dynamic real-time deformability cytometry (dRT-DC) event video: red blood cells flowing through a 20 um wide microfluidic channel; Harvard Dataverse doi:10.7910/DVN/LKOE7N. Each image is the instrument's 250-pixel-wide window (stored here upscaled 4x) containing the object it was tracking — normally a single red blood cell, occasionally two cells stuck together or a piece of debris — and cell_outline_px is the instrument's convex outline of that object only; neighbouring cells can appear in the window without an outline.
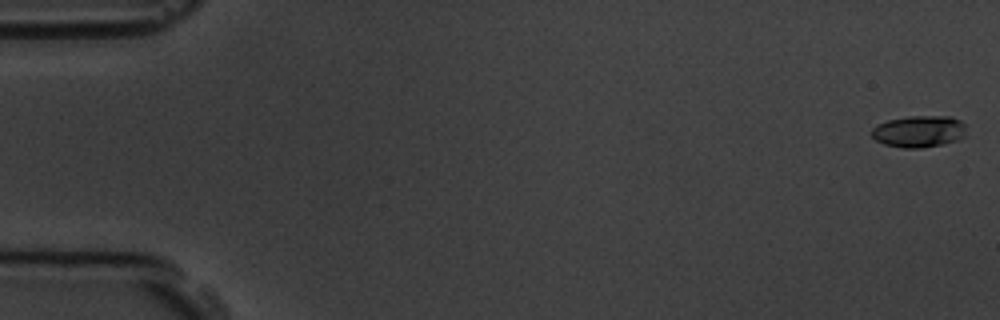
{"species": "common noctule bat (a hibernating species)", "species_latin": "Nyctalus noctula", "temperature_condition": "room temperature", "stored_images_in_passage": 9, "camera_frame_rate_fps": 3000, "um_per_image_px": 0.085, "animal": {"sex": "male", "body_mass_g": 19.5, "forearm_length_mm": 54.6}, "frame": {"image": 1, "passage_image": 1, "time_ms": 0.0, "image_size_px": [1000, 320], "cell_outline_px": [[964, 136], [956, 140], [940, 144], [920, 148], [904, 148], [884, 144], [876, 140], [872, 136], [872, 128], [876, 124], [888, 120], [908, 116], [952, 116], [960, 120], [964, 124]], "centroid_in_image_um": [78.08, 11.15], "position_along_channel_um": 6.9, "area_um2": 17.4}}
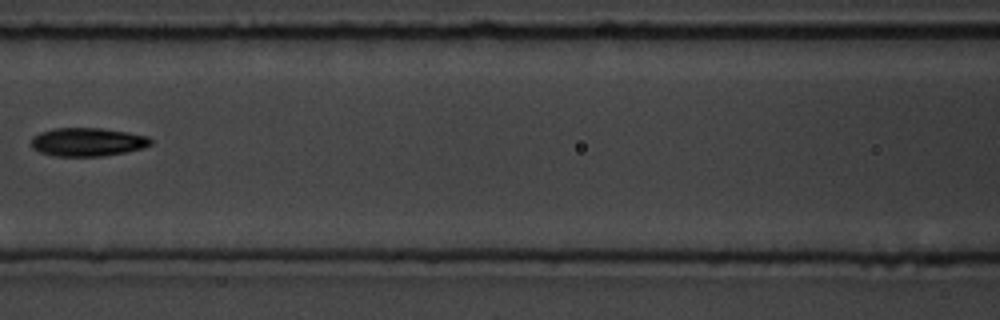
{"frame": {"image": 2, "passage_image": 8, "time_ms": 8.0, "image_size_px": [1000, 320], "cell_outline_px": [[152, 144], [140, 148], [124, 152], [100, 156], [56, 156], [40, 152], [32, 148], [32, 136], [40, 132], [52, 128], [100, 128], [128, 132], [148, 136], [152, 140]], "centroid_in_image_um": [7.41, 12.06], "position_along_channel_um": 159.2, "area_um2": 19.71}}
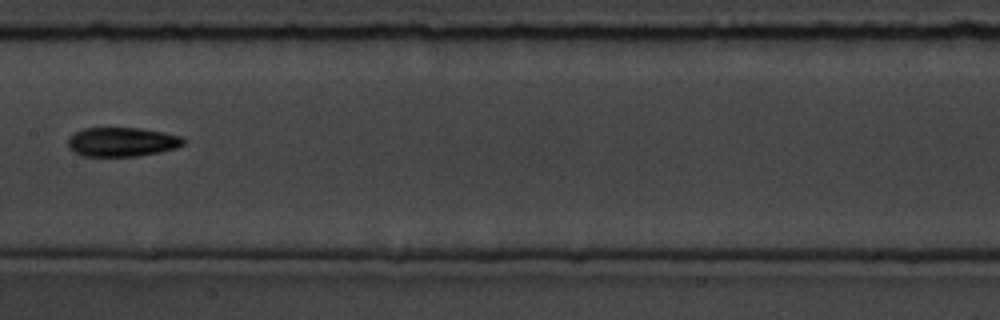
{"frame": {"image": 3, "passage_image": 9, "time_ms": 9.0, "image_size_px": [1000, 320], "cell_outline_px": [[184, 144], [176, 148], [160, 152], [136, 156], [84, 156], [68, 148], [68, 136], [84, 128], [140, 128], [164, 132], [180, 136], [184, 140]], "centroid_in_image_um": [10.36, 12.06], "position_along_channel_um": 197.0, "area_um2": 19.59}}